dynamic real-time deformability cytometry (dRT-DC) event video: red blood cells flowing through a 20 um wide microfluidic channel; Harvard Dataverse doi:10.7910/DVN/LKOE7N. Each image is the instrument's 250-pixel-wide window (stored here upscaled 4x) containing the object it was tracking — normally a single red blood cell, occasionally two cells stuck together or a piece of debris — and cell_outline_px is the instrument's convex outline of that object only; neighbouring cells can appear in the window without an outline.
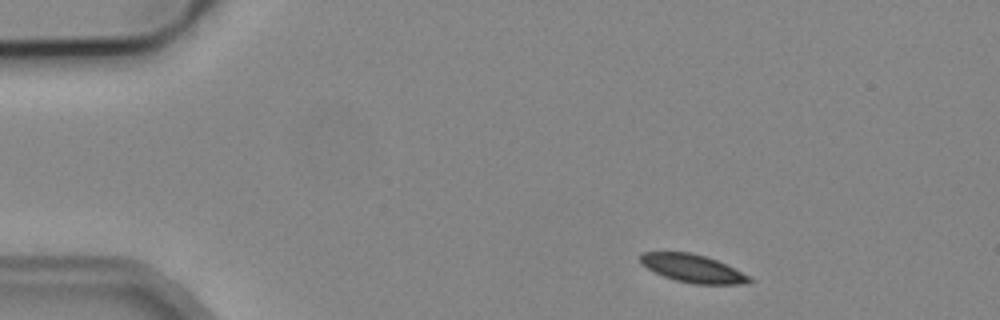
{"species": "common noctule bat (a hibernating species)", "species_latin": "Nyctalus noctula", "temperature_condition": "cold", "stored_images_in_passage": 23, "camera_frame_rate_fps": 3000, "um_per_image_px": 0.085, "animal": {"sex": "male", "body_mass_g": 19.2, "forearm_length_mm": 51.8}, "frame": {"image": 1, "passage_image": 1, "time_ms": 0.0, "image_size_px": [1000, 320], "cell_outline_px": [[752, 280], [748, 284], [692, 284], [676, 280], [664, 276], [640, 264], [640, 256], [644, 252], [692, 252], [716, 260], [752, 276]], "centroid_in_image_um": [58.92, 22.82], "position_along_channel_um": 26.1, "area_um2": 17.74}}
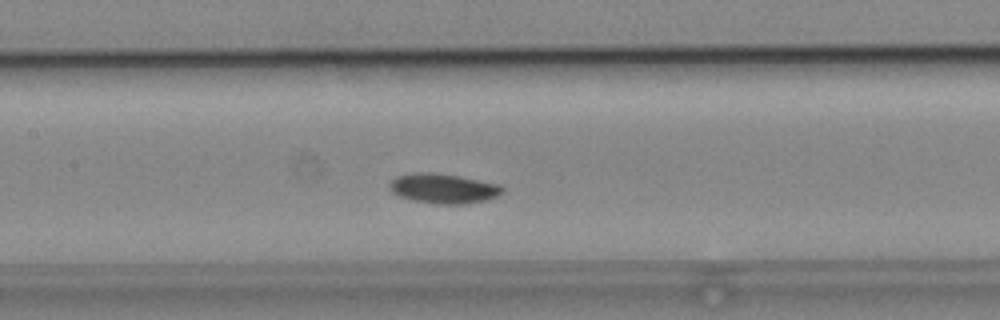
{"frame": {"image": 2, "passage_image": 18, "time_ms": 5.667, "image_size_px": [1000, 320], "cell_outline_px": [[504, 188], [496, 196], [484, 200], [464, 204], [436, 204], [412, 200], [400, 196], [392, 192], [388, 188], [388, 184], [396, 176], [412, 172], [432, 172], [460, 176], [500, 184]], "centroid_in_image_um": [37.64, 16.01], "position_along_channel_um": 169.8, "area_um2": 19.65}}
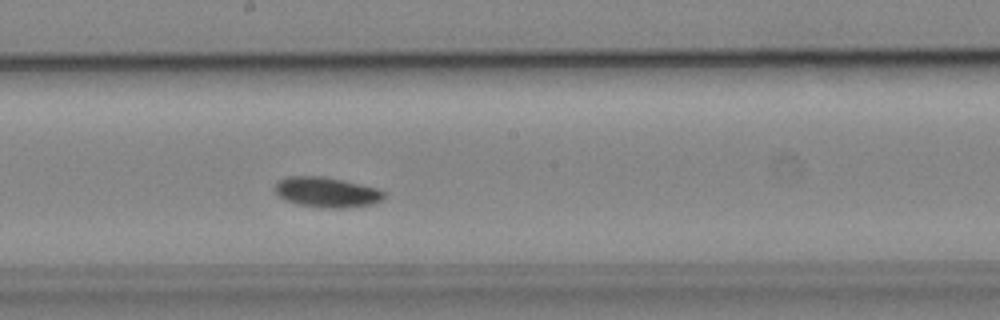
{"frame": {"image": 3, "passage_image": 22, "time_ms": 7.0, "image_size_px": [1000, 320], "cell_outline_px": [[384, 196], [380, 200], [372, 204], [348, 208], [320, 208], [300, 204], [284, 200], [276, 192], [276, 184], [280, 180], [288, 176], [324, 176], [344, 180], [376, 188], [384, 192]], "centroid_in_image_um": [27.77, 16.34], "position_along_channel_um": 220.4, "area_um2": 19.07}}